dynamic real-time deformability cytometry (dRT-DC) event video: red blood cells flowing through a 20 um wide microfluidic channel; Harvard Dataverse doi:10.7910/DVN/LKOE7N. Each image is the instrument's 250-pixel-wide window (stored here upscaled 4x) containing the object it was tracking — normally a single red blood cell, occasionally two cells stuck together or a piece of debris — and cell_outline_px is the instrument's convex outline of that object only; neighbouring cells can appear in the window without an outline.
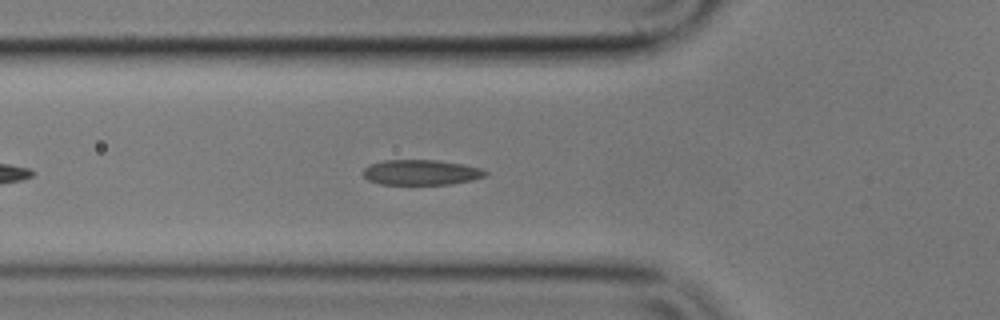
{"species": "common noctule bat (a hibernating species)", "species_latin": "Nyctalus noctula", "temperature_condition": "cold", "stored_images_in_passage": 33, "camera_frame_rate_fps": 3000, "um_per_image_px": 0.085, "animal": {"sex": "male", "body_mass_g": 17.9}, "frame": {"image": 1, "passage_image": 2, "time_ms": 0.333, "image_size_px": [1000, 320], "cell_outline_px": [[488, 172], [484, 176], [472, 180], [452, 184], [380, 184], [368, 180], [364, 176], [364, 168], [368, 164], [384, 160], [440, 160], [464, 164], [480, 168]], "centroid_in_image_um": [35.78, 14.64], "position_along_channel_um": 90.0, "area_um2": 18.03}}
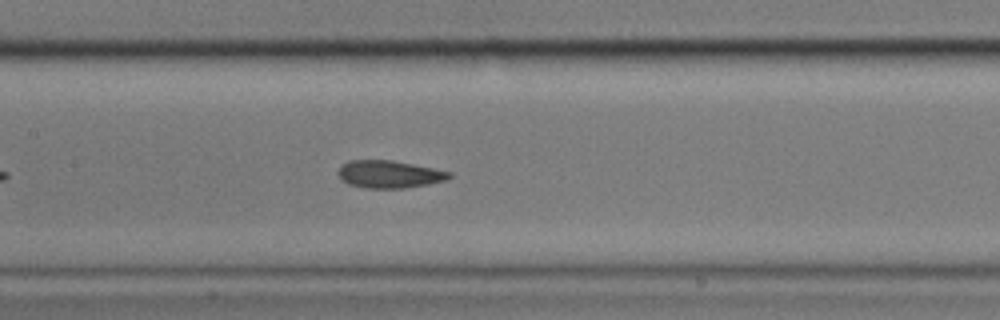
{"frame": {"image": 2, "passage_image": 9, "time_ms": 2.667, "image_size_px": [1000, 320], "cell_outline_px": [[452, 176], [444, 180], [428, 184], [404, 188], [364, 188], [348, 184], [340, 180], [336, 172], [340, 164], [348, 160], [392, 160], [452, 172]], "centroid_in_image_um": [33.0, 14.81], "position_along_channel_um": 174.4, "area_um2": 17.98}}
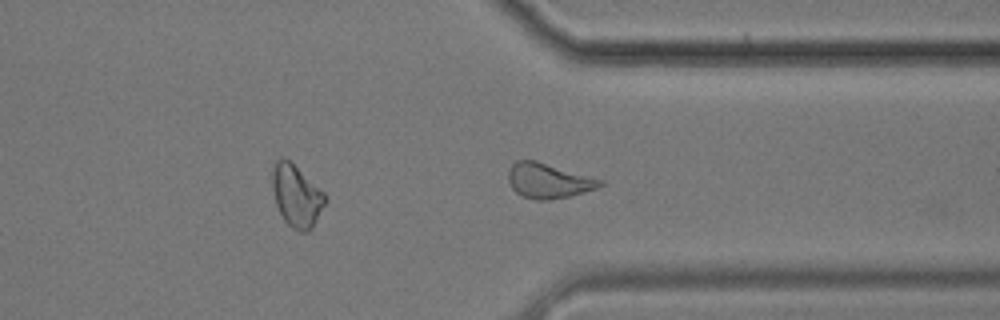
{"frame": {"image": 3, "passage_image": 25, "time_ms": 8.0, "image_size_px": [1000, 320], "cell_outline_px": [[604, 184], [596, 188], [568, 196], [548, 200], [536, 200], [520, 196], [512, 188], [508, 180], [508, 172], [512, 164], [516, 160], [536, 160], [604, 180]], "centroid_in_image_um": [46.59, 15.35], "position_along_channel_um": 364.8, "area_um2": 18.67}}